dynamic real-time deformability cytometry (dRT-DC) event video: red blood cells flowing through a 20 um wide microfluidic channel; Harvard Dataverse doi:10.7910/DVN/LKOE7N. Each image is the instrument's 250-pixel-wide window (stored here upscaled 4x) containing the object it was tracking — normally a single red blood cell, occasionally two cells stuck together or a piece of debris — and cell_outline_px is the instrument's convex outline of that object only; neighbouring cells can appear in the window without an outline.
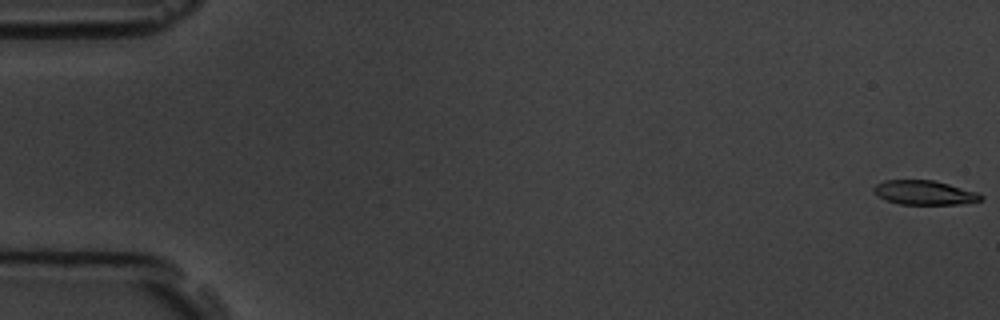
{"species": "common noctule bat (a hibernating species)", "species_latin": "Nyctalus noctula", "temperature_condition": "room temperature", "stored_images_in_passage": 57, "camera_frame_rate_fps": 3000, "um_per_image_px": 0.085, "animal": {"sex": "male", "body_mass_g": 19.5, "forearm_length_mm": 54.6}, "frame": {"image": 1, "passage_image": 1, "time_ms": 0.0, "image_size_px": [1000, 320], "cell_outline_px": [[984, 200], [960, 204], [900, 204], [884, 200], [872, 192], [872, 188], [876, 184], [884, 180], [932, 180], [980, 192], [984, 196]], "centroid_in_image_um": [78.58, 16.37], "position_along_channel_um": 6.4, "area_um2": 15.37}}
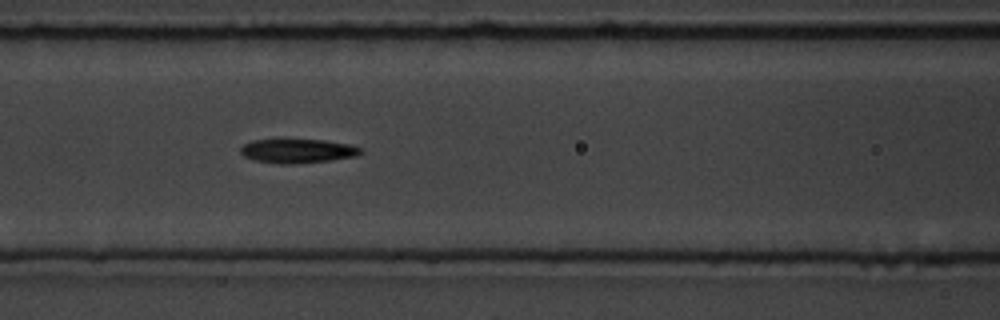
{"frame": {"image": 2, "passage_image": 25, "time_ms": 8.0, "image_size_px": [1000, 320], "cell_outline_px": [[364, 152], [356, 156], [332, 160], [296, 164], [280, 164], [256, 160], [244, 156], [240, 152], [240, 148], [244, 144], [252, 140], [276, 136], [324, 140], [348, 144], [360, 148]], "centroid_in_image_um": [25.24, 12.78], "position_along_channel_um": 141.4, "area_um2": 17.8}}
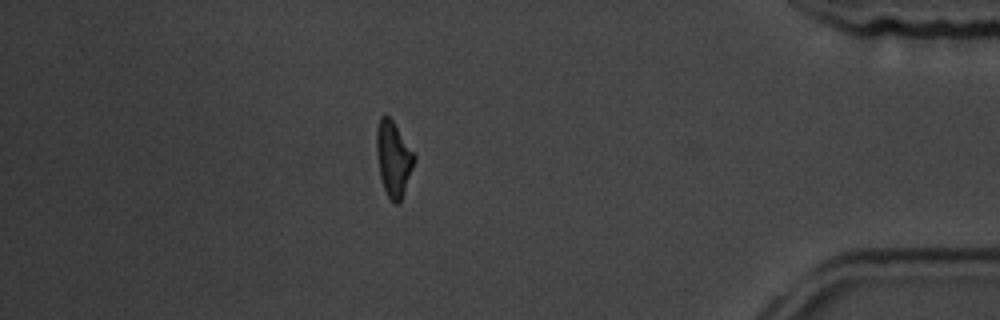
{"frame": {"image": 3, "passage_image": 50, "time_ms": 16.333, "image_size_px": [1000, 320], "cell_outline_px": [[416, 160], [404, 192], [400, 200], [396, 204], [392, 204], [384, 188], [380, 176], [376, 152], [376, 132], [380, 116], [388, 116], [392, 120], [416, 156]], "centroid_in_image_um": [33.44, 13.5], "position_along_channel_um": 401.8, "area_um2": 16.36}, "authors_computed_cell_mechanics": {"area_um2": 16.9354, "velocity_mm_per_s": 3.6257, "shape_relaxation_time_tau1_ms": 3.9545, "shape_relaxation_time_tau2_ms": 1.4565, "deformation_change_tau1": 0.1662, "deformation_change_tau2": 0.0914}}